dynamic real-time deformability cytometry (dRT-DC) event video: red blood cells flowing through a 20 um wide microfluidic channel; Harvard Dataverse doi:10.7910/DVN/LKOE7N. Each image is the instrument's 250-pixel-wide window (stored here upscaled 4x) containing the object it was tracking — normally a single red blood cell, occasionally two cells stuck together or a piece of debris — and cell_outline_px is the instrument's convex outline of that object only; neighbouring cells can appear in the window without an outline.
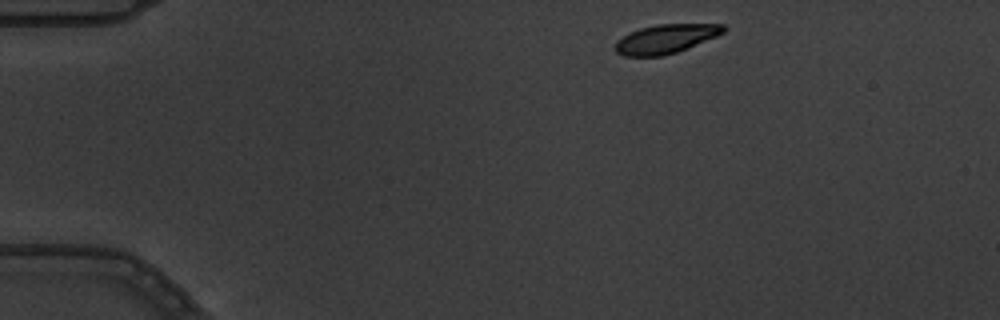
{"species": "common noctule bat (a hibernating species)", "species_latin": "Nyctalus noctula", "temperature_condition": "warm", "stored_images_in_passage": 12, "camera_frame_rate_fps": 3000, "um_per_image_px": 0.085, "animal": {"sex": "male", "body_mass_g": 19.5, "forearm_length_mm": 54.6}, "frame": {"image": 1, "passage_image": 1, "time_ms": 0.0, "image_size_px": [1000, 320], "cell_outline_px": [[728, 28], [724, 32], [716, 36], [676, 52], [664, 56], [624, 56], [616, 52], [616, 40], [640, 28], [656, 24], [724, 24]], "centroid_in_image_um": [56.6, 3.3], "position_along_channel_um": 28.4, "area_um2": 18.09}}
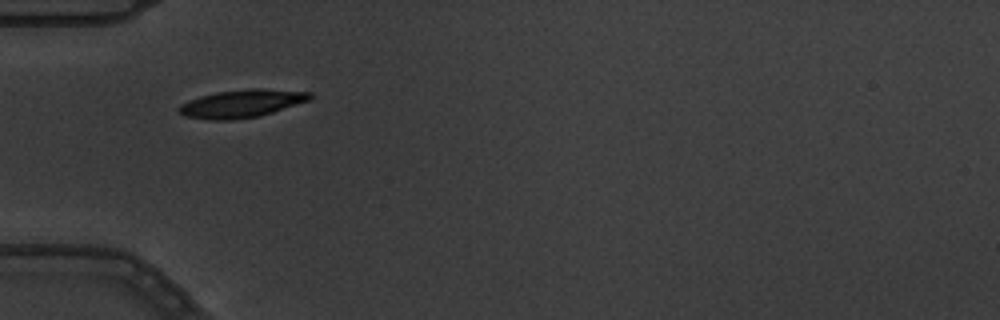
{"frame": {"image": 2, "passage_image": 3, "time_ms": 0.667, "image_size_px": [1000, 320], "cell_outline_px": [[312, 96], [308, 100], [260, 116], [232, 120], [208, 120], [184, 116], [176, 108], [180, 104], [188, 100], [200, 96], [216, 92], [248, 88], [260, 88], [312, 92]], "centroid_in_image_um": [20.49, 8.8], "position_along_channel_um": 64.5, "area_um2": 21.33}}
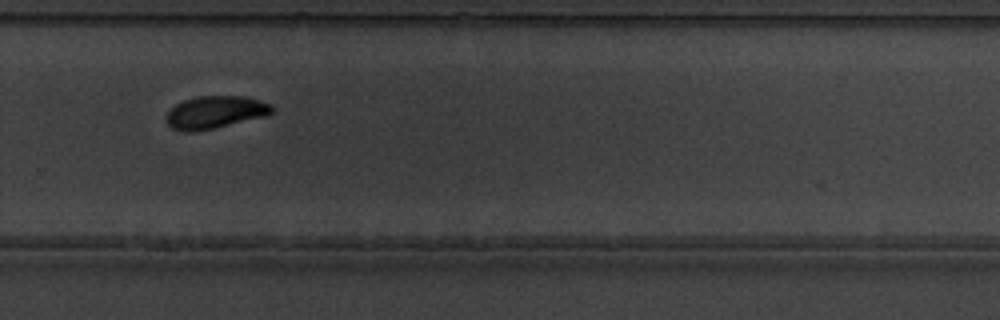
{"frame": {"image": 3, "passage_image": 9, "time_ms": 2.667, "image_size_px": [1000, 320], "cell_outline_px": [[276, 108], [268, 116], [212, 128], [192, 132], [184, 132], [172, 128], [168, 124], [164, 116], [176, 104], [184, 100], [200, 96], [244, 96], [272, 104]], "centroid_in_image_um": [18.31, 9.54], "position_along_channel_um": 311.5, "area_um2": 20.06}}